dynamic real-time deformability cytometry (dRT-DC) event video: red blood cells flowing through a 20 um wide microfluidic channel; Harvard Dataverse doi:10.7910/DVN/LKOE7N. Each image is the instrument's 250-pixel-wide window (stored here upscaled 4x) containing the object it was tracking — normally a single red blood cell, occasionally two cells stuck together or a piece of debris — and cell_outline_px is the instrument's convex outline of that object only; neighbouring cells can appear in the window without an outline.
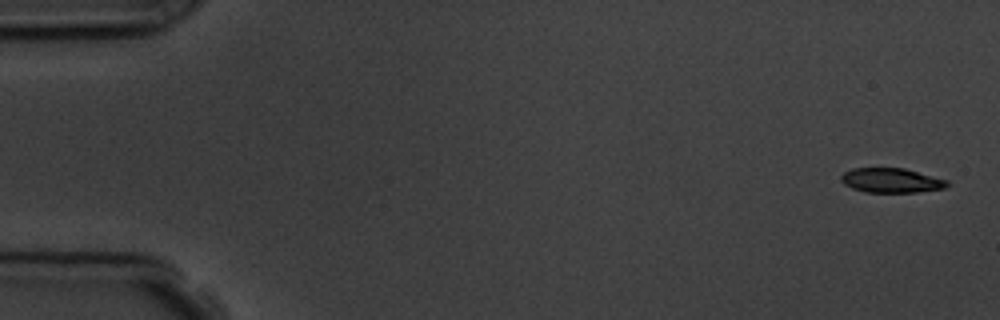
{"species": "common noctule bat (a hibernating species)", "species_latin": "Nyctalus noctula", "temperature_condition": "room temperature", "stored_images_in_passage": 5, "camera_frame_rate_fps": 3000, "um_per_image_px": 0.085, "animal": {"sex": "male", "body_mass_g": 19.5, "forearm_length_mm": 54.6}, "frame": {"image": 1, "passage_image": 1, "time_ms": 0.0, "image_size_px": [1000, 320], "cell_outline_px": [[952, 184], [944, 188], [916, 192], [864, 192], [852, 188], [844, 184], [840, 180], [840, 176], [844, 172], [852, 168], [904, 168], [948, 180]], "centroid_in_image_um": [75.76, 15.33], "position_along_channel_um": 9.2, "area_um2": 15.26}}
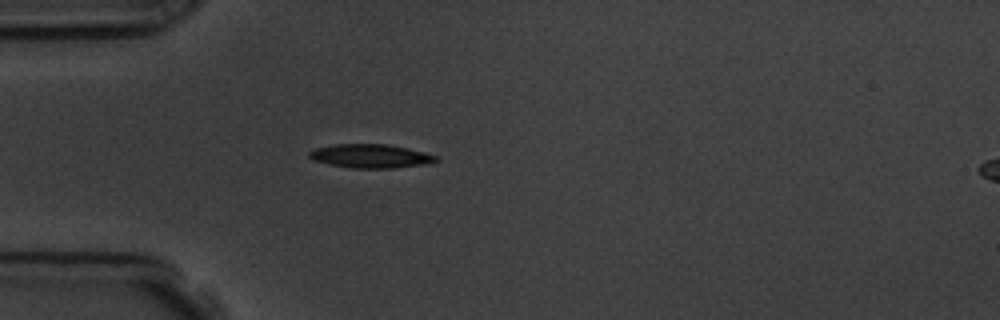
{"frame": {"image": 2, "passage_image": 5, "time_ms": 4.667, "image_size_px": [1000, 320], "cell_outline_px": [[440, 160], [424, 164], [392, 168], [352, 168], [328, 164], [312, 160], [308, 156], [308, 152], [312, 148], [336, 144], [388, 144], [424, 152], [436, 156]], "centroid_in_image_um": [31.43, 13.26], "position_along_channel_um": 53.6, "area_um2": 17.57}}